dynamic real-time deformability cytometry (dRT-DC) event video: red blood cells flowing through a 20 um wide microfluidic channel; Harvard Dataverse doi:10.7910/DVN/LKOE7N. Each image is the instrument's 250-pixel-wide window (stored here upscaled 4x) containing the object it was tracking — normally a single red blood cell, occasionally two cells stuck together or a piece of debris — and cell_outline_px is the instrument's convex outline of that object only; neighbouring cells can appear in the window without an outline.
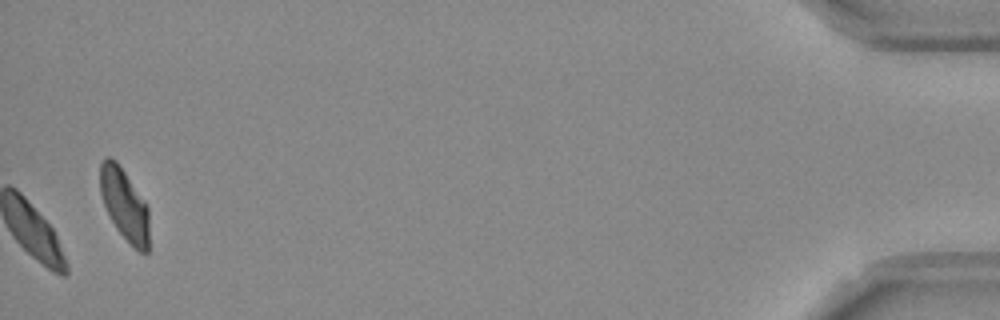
{"species": "Egyptian fruit bat (a non-hibernating species)", "species_latin": "Rousettus aegyptiacus", "temperature_condition": "room temperature", "stored_images_in_passage": 39, "camera_frame_rate_fps": 3000, "um_per_image_px": 0.085, "frame": {"image": 1, "passage_image": 39, "time_ms": 12.667, "image_size_px": [1000, 320], "cell_outline_px": [[148, 252], [140, 252], [116, 228], [104, 204], [100, 192], [100, 164], [108, 156], [116, 160], [148, 208]], "centroid_in_image_um": [10.56, 17.37], "position_along_channel_um": 424.6, "area_um2": 19.71}, "authors_computed_cell_mechanics": {"area_um2": 22.3686, "velocity_mm_per_s": 3.6741, "shape_relaxation_time_tau1_ms": 6.7317, "shape_relaxation_time_tau2_ms": 2.734, "deformation_change_tau1": 0.1134, "deformation_change_tau2": 0.047}}